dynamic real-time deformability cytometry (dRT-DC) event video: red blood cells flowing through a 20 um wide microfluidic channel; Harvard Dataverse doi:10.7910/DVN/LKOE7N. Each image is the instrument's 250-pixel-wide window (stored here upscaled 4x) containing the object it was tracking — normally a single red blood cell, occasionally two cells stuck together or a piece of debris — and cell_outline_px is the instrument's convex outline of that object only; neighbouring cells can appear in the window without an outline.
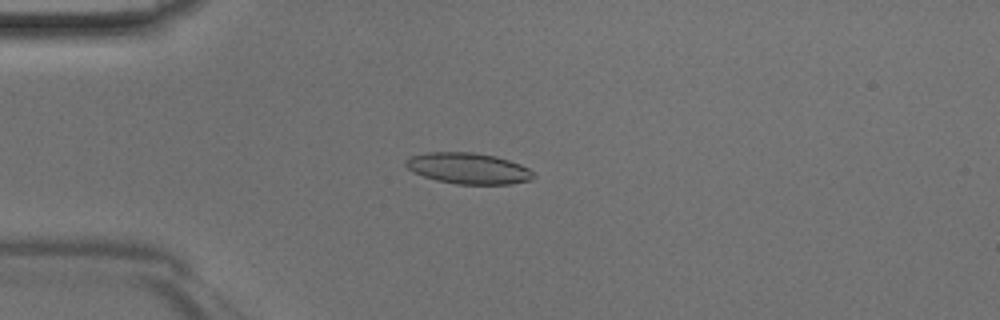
{"species": "Egyptian fruit bat (a non-hibernating species)", "species_latin": "Rousettus aegyptiacus", "temperature_condition": "room temperature", "stored_images_in_passage": 37, "camera_frame_rate_fps": 3000, "um_per_image_px": 0.085, "animal": {"sex": "male"}, "frame": {"image": 1, "passage_image": 3, "time_ms": 0.667, "image_size_px": [1000, 320], "cell_outline_px": [[536, 176], [532, 180], [512, 184], [456, 184], [436, 180], [412, 172], [404, 164], [404, 160], [408, 156], [428, 152], [472, 152], [496, 156], [520, 164], [528, 168]], "centroid_in_image_um": [39.78, 14.31], "position_along_channel_um": 45.2, "area_um2": 23.29}}
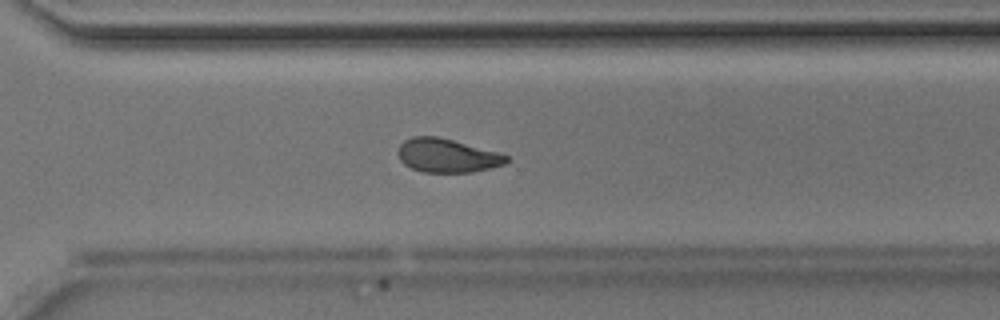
{"frame": {"image": 2, "passage_image": 24, "time_ms": 7.667, "image_size_px": [1000, 320], "cell_outline_px": [[512, 160], [504, 164], [472, 172], [424, 172], [412, 168], [404, 164], [400, 160], [396, 152], [400, 144], [404, 140], [412, 136], [436, 136], [452, 140], [496, 152], [508, 156]], "centroid_in_image_um": [37.96, 13.22], "position_along_channel_um": 332.6, "area_um2": 21.15}}
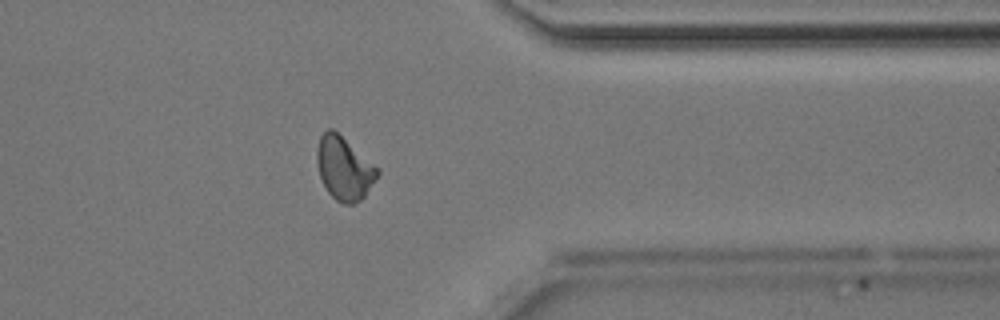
{"frame": {"image": 3, "passage_image": 28, "time_ms": 9.0, "image_size_px": [1000, 320], "cell_outline_px": [[380, 172], [364, 196], [360, 200], [352, 204], [344, 204], [336, 200], [328, 192], [320, 176], [316, 160], [316, 148], [320, 136], [328, 128], [332, 128], [380, 168]], "centroid_in_image_um": [29.25, 14.29], "position_along_channel_um": 382.2, "area_um2": 22.2}}